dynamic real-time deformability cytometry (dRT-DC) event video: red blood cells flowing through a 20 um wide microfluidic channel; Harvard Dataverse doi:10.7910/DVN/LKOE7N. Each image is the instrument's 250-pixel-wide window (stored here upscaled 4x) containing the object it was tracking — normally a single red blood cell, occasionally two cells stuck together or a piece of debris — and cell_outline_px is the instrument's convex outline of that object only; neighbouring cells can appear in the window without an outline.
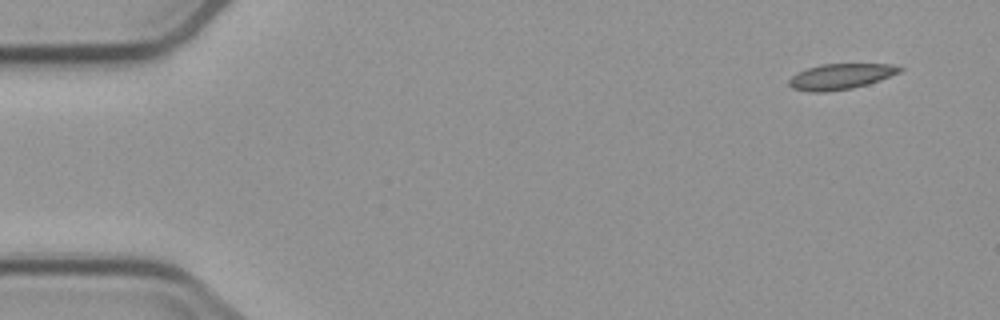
{"species": "common noctule bat (a hibernating species)", "species_latin": "Nyctalus noctula", "temperature_condition": "cold", "stored_images_in_passage": 5, "camera_frame_rate_fps": 3000, "um_per_image_px": 0.085, "animal": {"sex": "male", "body_mass_g": 23.1, "forearm_length_mm": 52.7}, "frame": {"image": 1, "passage_image": 1, "time_ms": 0.0, "image_size_px": [1000, 320], "cell_outline_px": [[904, 68], [900, 72], [880, 80], [868, 84], [852, 88], [828, 92], [812, 92], [792, 88], [788, 84], [788, 80], [796, 72], [820, 64], [892, 64]], "centroid_in_image_um": [71.44, 6.5], "position_along_channel_um": 13.6, "area_um2": 16.59}}
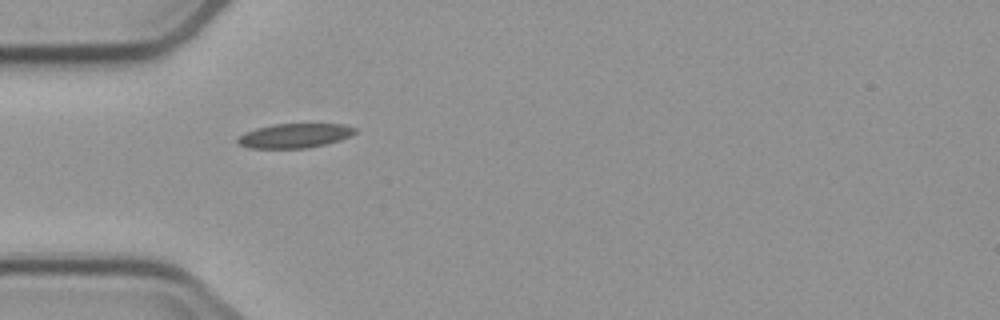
{"frame": {"image": 2, "passage_image": 4, "time_ms": 4.333, "image_size_px": [1000, 320], "cell_outline_px": [[356, 132], [340, 140], [308, 148], [248, 148], [236, 144], [236, 140], [244, 132], [256, 128], [272, 124], [348, 124], [356, 128]], "centroid_in_image_um": [25.01, 11.53], "position_along_channel_um": 60.0, "area_um2": 16.76}}
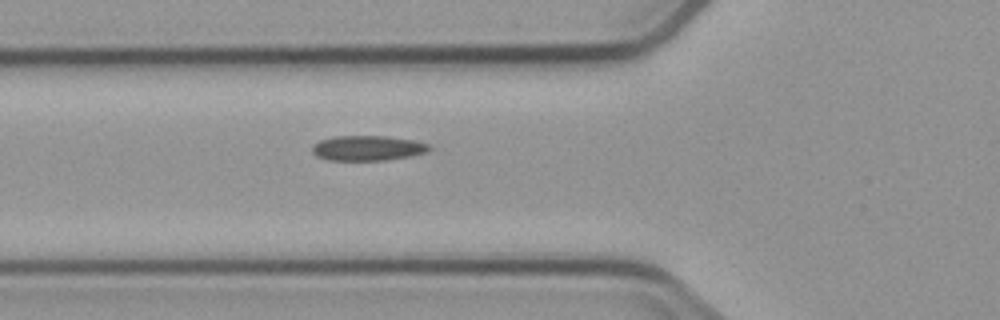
{"frame": {"image": 3, "passage_image": 5, "time_ms": 5.333, "image_size_px": [1000, 320], "cell_outline_px": [[432, 148], [424, 152], [408, 156], [384, 160], [328, 160], [316, 156], [312, 152], [312, 144], [320, 140], [332, 136], [388, 136], [412, 140], [428, 144]], "centroid_in_image_um": [31.18, 12.58], "position_along_channel_um": 94.6, "area_um2": 16.99}}